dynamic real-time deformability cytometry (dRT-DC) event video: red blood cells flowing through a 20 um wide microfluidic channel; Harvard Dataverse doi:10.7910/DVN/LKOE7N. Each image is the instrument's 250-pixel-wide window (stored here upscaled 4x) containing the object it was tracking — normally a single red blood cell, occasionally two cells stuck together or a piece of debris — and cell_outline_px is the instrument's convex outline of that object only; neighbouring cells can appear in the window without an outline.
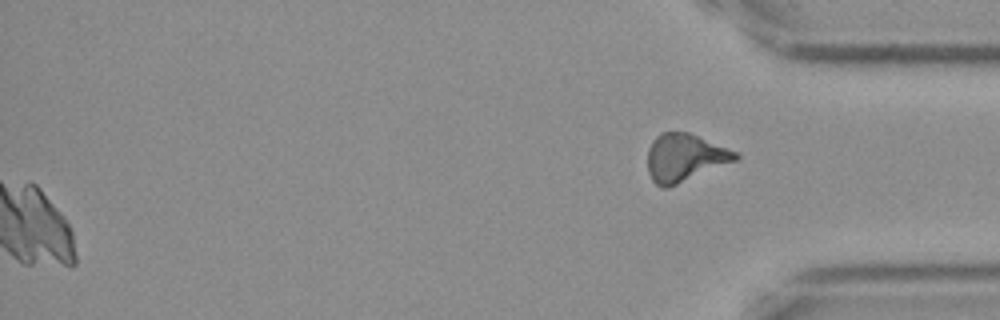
{"species": "Egyptian fruit bat (a non-hibernating species)", "species_latin": "Rousettus aegyptiacus", "temperature_condition": "cold", "stored_images_in_passage": 44, "camera_frame_rate_fps": 3000, "um_per_image_px": 0.085, "frame": {"image": 1, "passage_image": 44, "time_ms": 14.333, "image_size_px": [1000, 320], "cell_outline_px": [[740, 156], [736, 160], [668, 188], [664, 188], [656, 184], [652, 180], [648, 172], [648, 148], [652, 140], [660, 132], [688, 132], [740, 152]], "centroid_in_image_um": [58.2, 13.39], "position_along_channel_um": 377.0, "area_um2": 24.51}}